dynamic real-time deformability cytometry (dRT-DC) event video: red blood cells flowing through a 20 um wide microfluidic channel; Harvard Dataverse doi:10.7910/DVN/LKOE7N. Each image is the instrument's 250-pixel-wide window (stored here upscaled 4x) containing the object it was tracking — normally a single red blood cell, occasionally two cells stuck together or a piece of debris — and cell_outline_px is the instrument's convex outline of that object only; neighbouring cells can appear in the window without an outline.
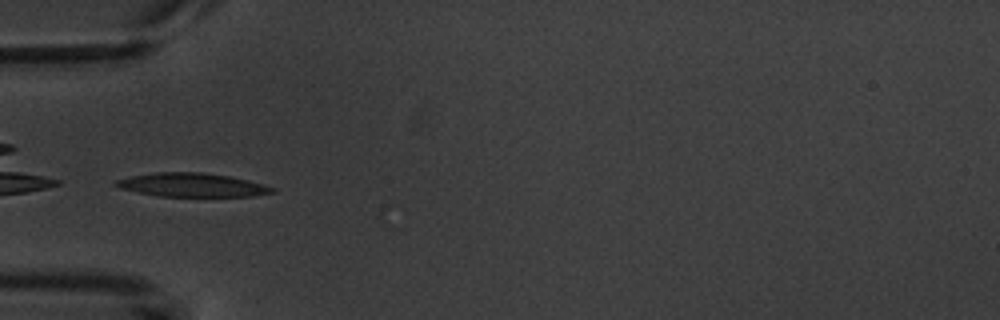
{"species": "common noctule bat (a hibernating species)", "species_latin": "Nyctalus noctula", "temperature_condition": "warm", "stored_images_in_passage": 6, "camera_frame_rate_fps": 3000, "um_per_image_px": 0.085, "animal": {"sex": "male", "body_mass_g": 20.1, "forearm_length_mm": 53.5}, "frame": {"image": 1, "passage_image": 6, "time_ms": 6.0, "image_size_px": [1000, 320], "cell_outline_px": [[276, 192], [252, 196], [160, 196], [120, 188], [112, 184], [116, 180], [132, 176], [156, 172], [200, 172], [228, 176], [248, 180], [276, 188]], "centroid_in_image_um": [16.34, 15.72], "position_along_channel_um": 68.7, "area_um2": 21.33}}